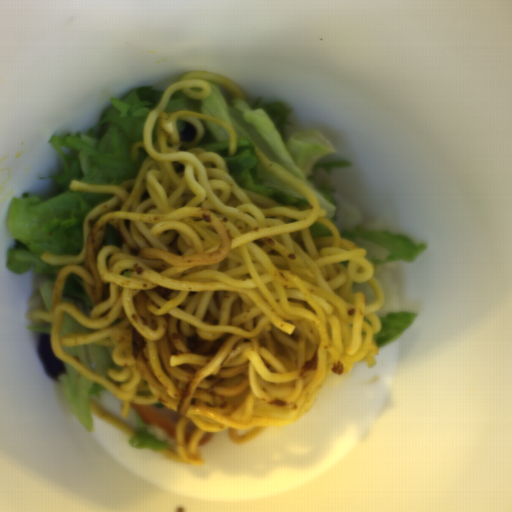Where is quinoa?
<instances>
[{
    "mask_svg": "<svg viewBox=\"0 0 512 512\" xmlns=\"http://www.w3.org/2000/svg\"><path fill=\"white\" fill-rule=\"evenodd\" d=\"M36 310H42V298L40 294L32 295L28 300L26 305V318L32 319L30 315Z\"/></svg>",
    "mask_w": 512,
    "mask_h": 512,
    "instance_id": "obj_1",
    "label": "quinoa"
}]
</instances>
